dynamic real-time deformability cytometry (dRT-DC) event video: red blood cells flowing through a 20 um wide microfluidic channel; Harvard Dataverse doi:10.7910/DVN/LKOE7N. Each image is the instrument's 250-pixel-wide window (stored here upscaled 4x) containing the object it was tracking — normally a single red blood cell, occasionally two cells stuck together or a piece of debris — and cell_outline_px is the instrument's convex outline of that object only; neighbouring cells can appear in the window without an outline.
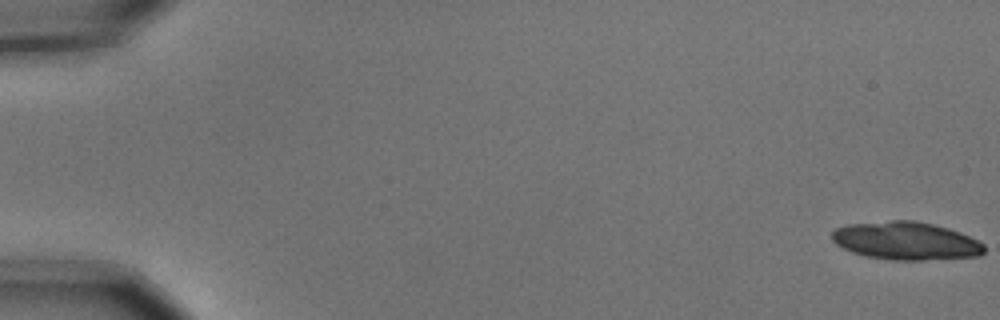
{"species": "common noctule bat (a hibernating species)", "species_latin": "Nyctalus noctula", "temperature_condition": "cold", "stored_images_in_passage": 5, "camera_frame_rate_fps": 3000, "um_per_image_px": 0.085, "animal": {"sex": "male", "body_mass_g": 15.6}, "frame": {"image": 1, "passage_image": 1, "time_ms": 0.0, "image_size_px": [1000, 320], "cell_outline_px": [[984, 252], [980, 256], [924, 260], [888, 260], [864, 256], [852, 252], [836, 244], [832, 240], [832, 232], [836, 228], [848, 224], [892, 220], [916, 220], [948, 228], [960, 232], [984, 244]], "centroid_in_image_um": [76.99, 20.47], "position_along_channel_um": 8.0, "area_um2": 33.81}}